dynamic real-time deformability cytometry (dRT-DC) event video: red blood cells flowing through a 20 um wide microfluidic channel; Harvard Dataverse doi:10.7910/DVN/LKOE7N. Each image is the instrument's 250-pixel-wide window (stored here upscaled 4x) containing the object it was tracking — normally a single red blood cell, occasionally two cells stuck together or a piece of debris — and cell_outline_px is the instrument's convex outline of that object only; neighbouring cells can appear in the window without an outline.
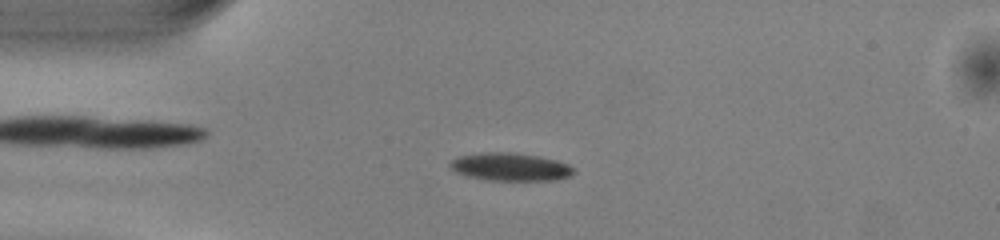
{"species": "common noctule bat (a hibernating species)", "species_latin": "Nyctalus noctula", "temperature_condition": "warm", "stored_images_in_passage": 50, "camera_frame_rate_fps": 3000, "um_per_image_px": 0.085, "animal": {"sex": "male", "body_mass_g": 13.0, "forearm_length_mm": 53.1}, "frame": {"image": 1, "passage_image": 12, "time_ms": 3.667, "image_size_px": [1000, 240], "cell_outline_px": [[576, 172], [572, 176], [556, 180], [488, 180], [468, 176], [456, 172], [448, 168], [448, 164], [456, 156], [480, 152], [512, 152], [540, 156], [556, 160], [568, 164], [576, 168]], "centroid_in_image_um": [43.39, 14.17], "position_along_channel_um": 41.6, "area_um2": 20.52}}
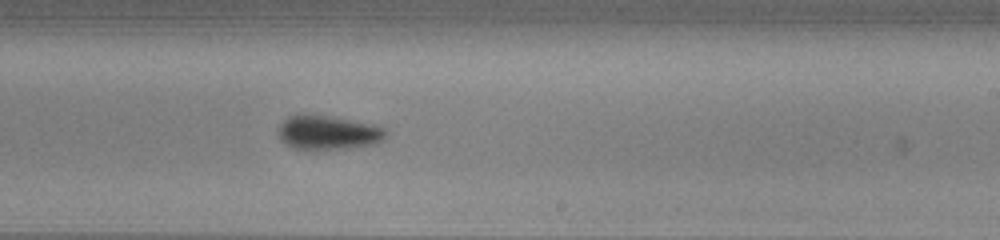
{"frame": {"image": 2, "passage_image": 30, "time_ms": 9.667, "image_size_px": [1000, 240], "cell_outline_px": [[388, 132], [384, 140], [376, 144], [312, 152], [292, 148], [284, 144], [280, 140], [276, 132], [280, 124], [288, 116], [324, 116], [376, 124], [384, 128]], "centroid_in_image_um": [27.87, 11.33], "position_along_channel_um": 261.1, "area_um2": 21.79}}
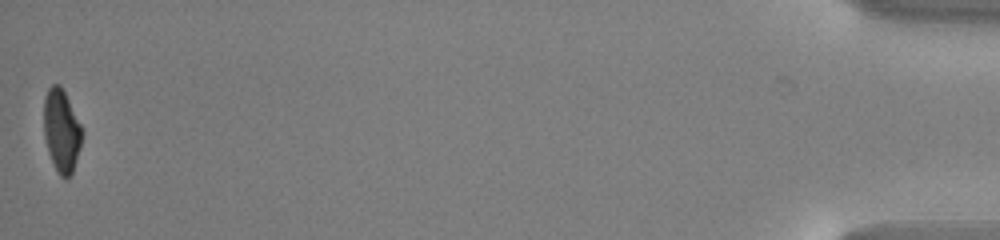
{"frame": {"image": 3, "passage_image": 50, "time_ms": 16.333, "image_size_px": [1000, 240], "cell_outline_px": [[84, 132], [80, 148], [72, 172], [64, 180], [56, 172], [48, 152], [44, 136], [44, 96], [48, 88], [52, 84], [60, 84]], "centroid_in_image_um": [5.22, 11.13], "position_along_channel_um": 430.0, "area_um2": 18.44}, "authors_computed_cell_mechanics": {"area_um2": 20.0566, "velocity_mm_per_s": 4.0545, "shape_relaxation_time_tau1_ms": 2.7871, "shape_relaxation_time_tau2_ms": 5.385, "deformation_change_tau1": 0.1187, "deformation_change_tau2": 0.1135}}